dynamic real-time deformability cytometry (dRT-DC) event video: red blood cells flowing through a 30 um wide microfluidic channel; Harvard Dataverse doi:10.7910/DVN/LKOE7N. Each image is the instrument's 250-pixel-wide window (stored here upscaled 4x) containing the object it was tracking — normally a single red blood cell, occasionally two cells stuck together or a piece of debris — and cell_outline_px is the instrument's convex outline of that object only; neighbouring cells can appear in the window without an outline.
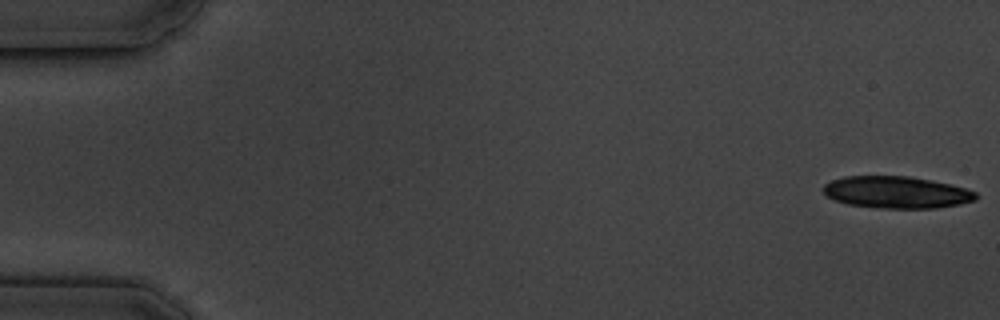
{"species": "common noctule bat (a hibernating species)", "species_latin": "Nyctalus noctula", "temperature_condition": "cold", "stored_images_in_passage": 6, "camera_frame_rate_fps": 3000, "um_per_image_px": 0.085, "animal": {"sex": "male", "body_mass_g": 19.5, "forearm_length_mm": 54.6}, "frame": {"image": 1, "passage_image": 1, "time_ms": 0.0, "image_size_px": [1000, 320], "cell_outline_px": [[976, 200], [960, 204], [936, 208], [876, 208], [848, 204], [836, 200], [828, 196], [824, 192], [824, 184], [832, 180], [844, 176], [908, 176], [952, 184], [976, 192]], "centroid_in_image_um": [76.21, 16.34], "position_along_channel_um": 8.8, "area_um2": 28.32}}